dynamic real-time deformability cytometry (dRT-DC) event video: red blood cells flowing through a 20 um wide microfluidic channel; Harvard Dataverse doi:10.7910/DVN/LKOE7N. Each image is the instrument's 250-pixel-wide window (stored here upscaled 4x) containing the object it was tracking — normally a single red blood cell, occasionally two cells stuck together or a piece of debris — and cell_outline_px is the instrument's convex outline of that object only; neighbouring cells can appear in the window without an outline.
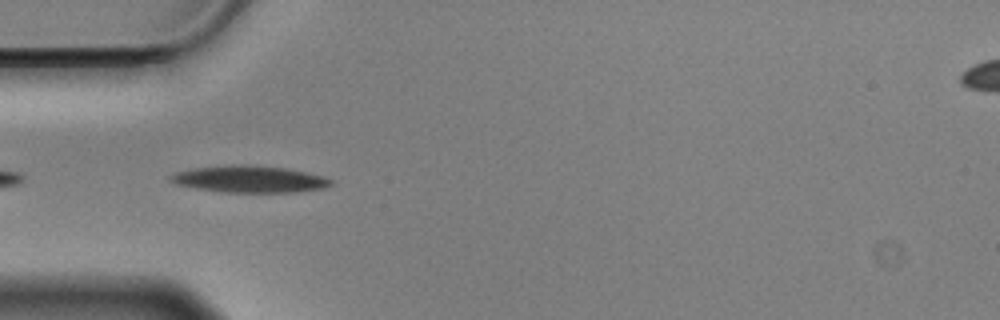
{"species": "Egyptian fruit bat (a non-hibernating species)", "species_latin": "Rousettus aegyptiacus", "temperature_condition": "cold", "stored_images_in_passage": 7, "camera_frame_rate_fps": 3000, "um_per_image_px": 0.085, "animal": {"sex": "male"}, "frame": {"image": 1, "passage_image": 1, "time_ms": 0.0, "image_size_px": [1000, 320], "cell_outline_px": [[332, 184], [324, 188], [292, 192], [220, 192], [196, 188], [176, 184], [168, 180], [168, 176], [176, 172], [192, 168], [232, 164], [244, 164], [288, 168], [324, 176], [332, 180]], "centroid_in_image_um": [21.17, 15.22], "position_along_channel_um": 63.8, "area_um2": 25.2}}
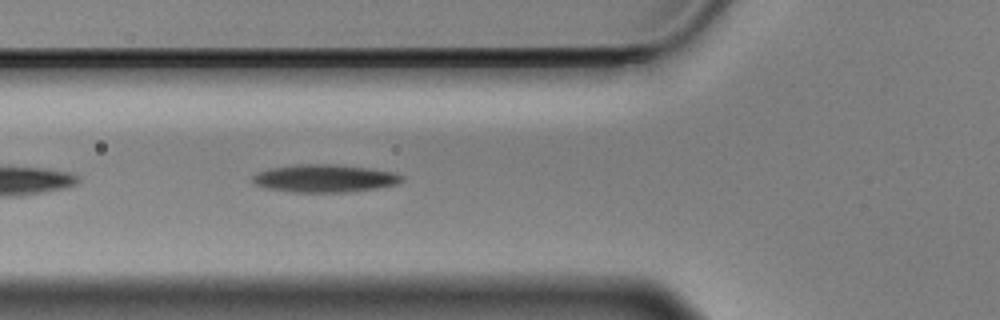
{"frame": {"image": 2, "passage_image": 4, "time_ms": 1.0, "image_size_px": [1000, 320], "cell_outline_px": [[404, 180], [396, 184], [376, 188], [348, 192], [292, 192], [268, 188], [256, 184], [252, 180], [252, 176], [256, 172], [268, 168], [296, 164], [332, 164], [368, 168], [396, 172], [404, 176]], "centroid_in_image_um": [27.59, 15.15], "position_along_channel_um": 98.2, "area_um2": 24.22}}